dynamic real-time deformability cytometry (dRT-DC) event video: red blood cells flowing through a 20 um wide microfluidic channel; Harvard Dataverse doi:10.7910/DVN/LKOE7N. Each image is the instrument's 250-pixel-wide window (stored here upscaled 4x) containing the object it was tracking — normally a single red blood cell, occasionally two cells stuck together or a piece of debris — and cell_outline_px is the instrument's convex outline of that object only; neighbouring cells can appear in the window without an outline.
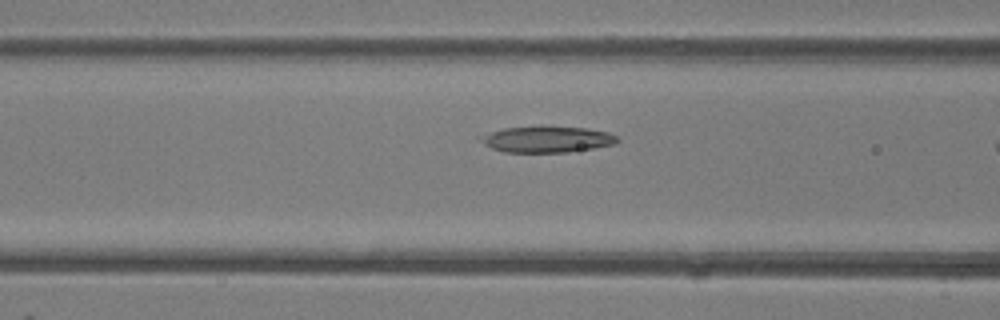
{"species": "common noctule bat (a hibernating species)", "species_latin": "Nyctalus noctula", "temperature_condition": "room temperature", "stored_images_in_passage": 8, "camera_frame_rate_fps": 3000, "um_per_image_px": 0.085, "animal": {"sex": "female"}, "frame": {"image": 1, "passage_image": 7, "time_ms": 2.0, "image_size_px": [1000, 320], "cell_outline_px": [[620, 140], [616, 144], [596, 148], [568, 152], [504, 152], [492, 148], [484, 144], [476, 136], [504, 128], [540, 124], [544, 124], [588, 128], [608, 132], [616, 136]], "centroid_in_image_um": [46.5, 11.81], "position_along_channel_um": 120.1, "area_um2": 21.73}}